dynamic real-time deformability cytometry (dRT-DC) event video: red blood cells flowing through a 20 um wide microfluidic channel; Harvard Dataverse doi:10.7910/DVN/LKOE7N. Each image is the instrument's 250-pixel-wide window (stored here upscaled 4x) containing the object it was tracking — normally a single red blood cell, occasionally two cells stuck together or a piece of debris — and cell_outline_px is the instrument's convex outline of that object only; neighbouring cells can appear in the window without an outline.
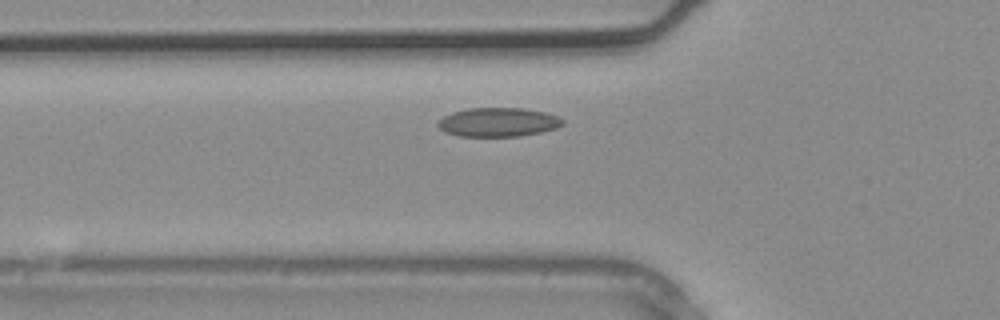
{"species": "common noctule bat (a hibernating species)", "species_latin": "Nyctalus noctula", "temperature_condition": "warm", "stored_images_in_passage": 3, "camera_frame_rate_fps": 3000, "um_per_image_px": 0.085, "animal": {"sex": "male", "body_mass_g": 20.4}, "frame": {"image": 1, "passage_image": 3, "time_ms": 0.667, "image_size_px": [1000, 320], "cell_outline_px": [[564, 124], [556, 128], [540, 132], [520, 136], [456, 136], [444, 132], [436, 124], [444, 116], [452, 112], [468, 108], [524, 108], [544, 112], [560, 116], [564, 120]], "centroid_in_image_um": [42.35, 10.38], "position_along_channel_um": 83.4, "area_um2": 21.15}}